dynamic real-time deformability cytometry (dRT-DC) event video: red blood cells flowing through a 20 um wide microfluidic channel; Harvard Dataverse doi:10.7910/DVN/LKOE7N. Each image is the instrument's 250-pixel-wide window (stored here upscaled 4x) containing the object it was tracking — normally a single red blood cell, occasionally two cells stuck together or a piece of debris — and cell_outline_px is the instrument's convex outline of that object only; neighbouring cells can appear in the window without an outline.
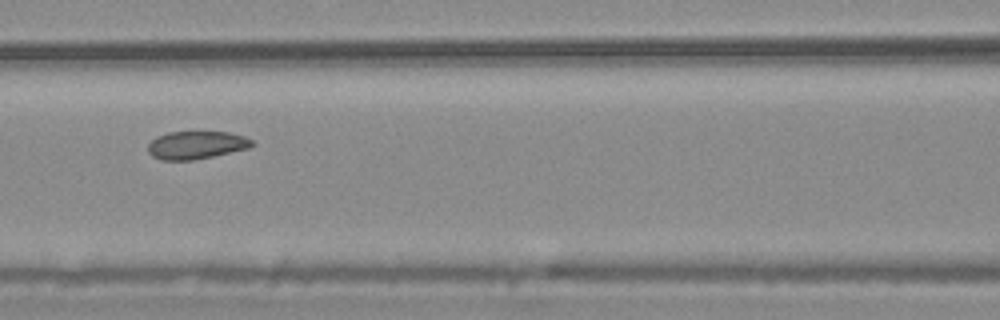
{"species": "common noctule bat (a hibernating species)", "species_latin": "Nyctalus noctula", "temperature_condition": "warm", "stored_images_in_passage": 7, "camera_frame_rate_fps": 3000, "um_per_image_px": 0.085, "animal": {"sex": "male", "body_mass_g": 20.4}, "frame": {"image": 1, "passage_image": 4, "time_ms": 1.0, "image_size_px": [1000, 320], "cell_outline_px": [[256, 144], [248, 148], [212, 156], [192, 160], [160, 160], [152, 156], [148, 152], [148, 144], [156, 136], [168, 132], [228, 132], [244, 136], [252, 140]], "centroid_in_image_um": [16.66, 12.33], "position_along_channel_um": 149.9, "area_um2": 16.88}}
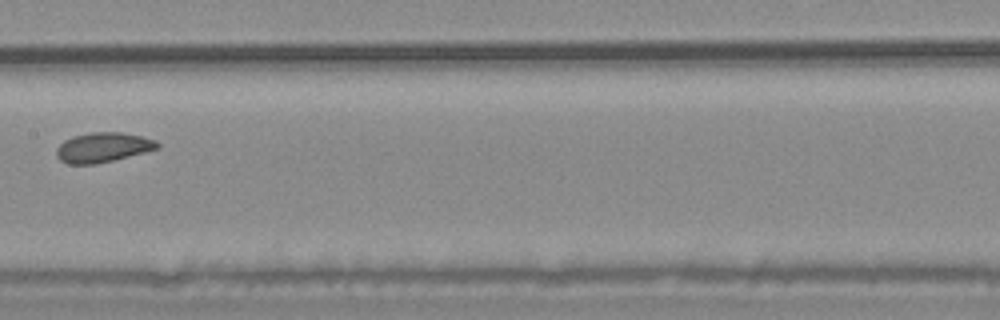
{"frame": {"image": 2, "passage_image": 5, "time_ms": 1.333, "image_size_px": [1000, 320], "cell_outline_px": [[160, 148], [96, 164], [68, 164], [60, 160], [56, 156], [56, 148], [64, 140], [72, 136], [92, 132], [120, 132], [140, 136], [156, 140], [160, 144]], "centroid_in_image_um": [8.72, 12.52], "position_along_channel_um": 198.7, "area_um2": 17.46}}
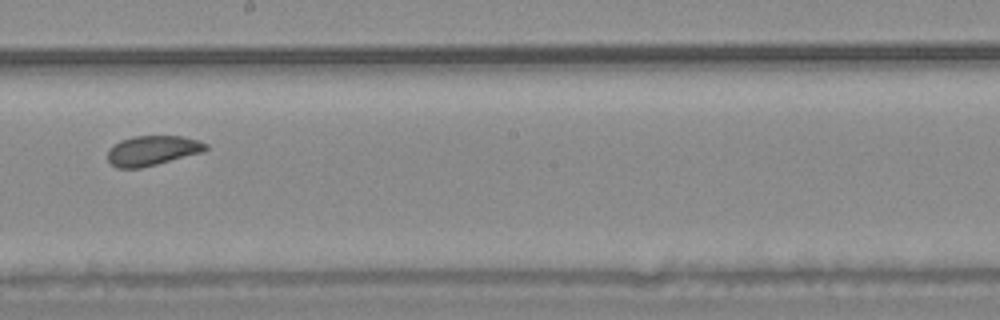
{"frame": {"image": 3, "passage_image": 6, "time_ms": 1.667, "image_size_px": [1000, 320], "cell_outline_px": [[208, 148], [200, 152], [156, 164], [140, 168], [116, 168], [108, 160], [108, 148], [120, 140], [132, 136], [184, 136], [208, 144]], "centroid_in_image_um": [12.9, 12.78], "position_along_channel_um": 235.3, "area_um2": 16.88}}